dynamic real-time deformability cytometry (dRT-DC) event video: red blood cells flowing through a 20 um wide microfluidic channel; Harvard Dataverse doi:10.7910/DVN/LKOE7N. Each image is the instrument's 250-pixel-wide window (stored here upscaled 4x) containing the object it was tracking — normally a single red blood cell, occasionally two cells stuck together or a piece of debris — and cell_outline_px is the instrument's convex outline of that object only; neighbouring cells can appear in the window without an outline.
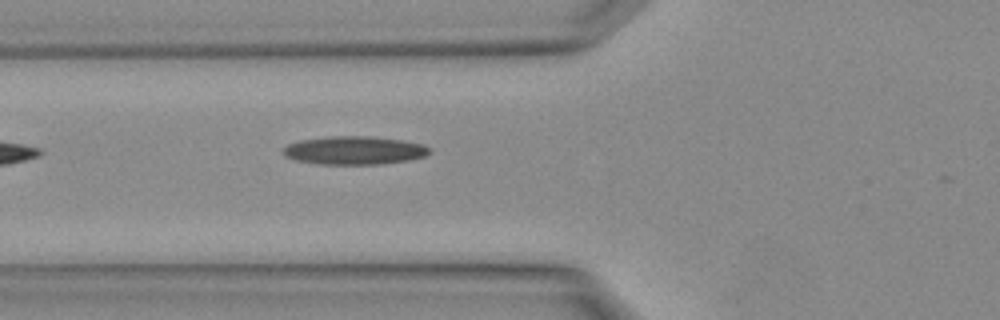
{"species": "Egyptian fruit bat (a non-hibernating species)", "species_latin": "Rousettus aegyptiacus", "temperature_condition": "warm", "stored_images_in_passage": 2, "camera_frame_rate_fps": 3000, "um_per_image_px": 0.085, "animal": {"sex": "female"}, "frame": {"image": 1, "passage_image": 2, "time_ms": 0.333, "image_size_px": [1000, 320], "cell_outline_px": [[432, 152], [424, 156], [408, 160], [376, 164], [316, 164], [296, 160], [284, 156], [280, 152], [288, 144], [300, 140], [332, 136], [368, 136], [400, 140], [420, 144], [428, 148]], "centroid_in_image_um": [30.05, 12.78], "position_along_channel_um": 95.8, "area_um2": 23.93}}